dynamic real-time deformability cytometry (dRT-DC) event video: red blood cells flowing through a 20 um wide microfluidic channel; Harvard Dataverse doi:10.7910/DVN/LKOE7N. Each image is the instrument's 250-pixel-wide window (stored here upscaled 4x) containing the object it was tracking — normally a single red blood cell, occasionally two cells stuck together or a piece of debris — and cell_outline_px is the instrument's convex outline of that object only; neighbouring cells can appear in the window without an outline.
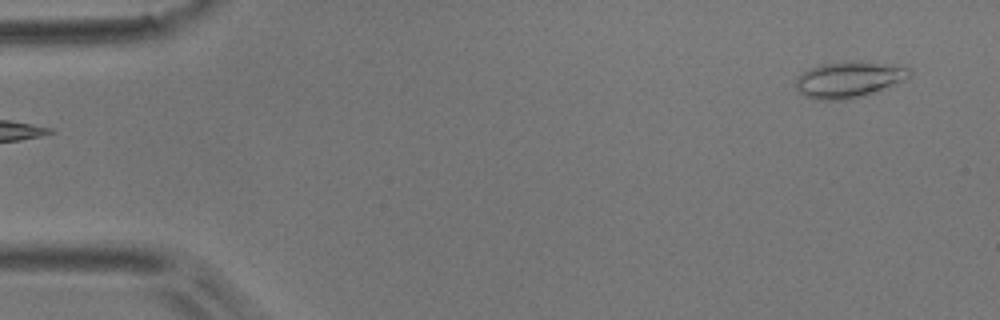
{"species": "common noctule bat (a hibernating species)", "species_latin": "Nyctalus noctula", "temperature_condition": "room temperature", "stored_images_in_passage": 2, "camera_frame_rate_fps": 3000, "um_per_image_px": 0.085, "animal": {"sex": "male", "body_mass_g": 17.9}, "frame": {"image": 1, "passage_image": 2, "time_ms": 1.333, "image_size_px": [1000, 320], "cell_outline_px": [[908, 76], [904, 80], [876, 92], [848, 100], [816, 100], [804, 96], [796, 88], [796, 80], [804, 72], [812, 68], [824, 64], [860, 60], [888, 64], [908, 68]], "centroid_in_image_um": [72.14, 6.78], "position_along_channel_um": 12.9, "area_um2": 23.64}}